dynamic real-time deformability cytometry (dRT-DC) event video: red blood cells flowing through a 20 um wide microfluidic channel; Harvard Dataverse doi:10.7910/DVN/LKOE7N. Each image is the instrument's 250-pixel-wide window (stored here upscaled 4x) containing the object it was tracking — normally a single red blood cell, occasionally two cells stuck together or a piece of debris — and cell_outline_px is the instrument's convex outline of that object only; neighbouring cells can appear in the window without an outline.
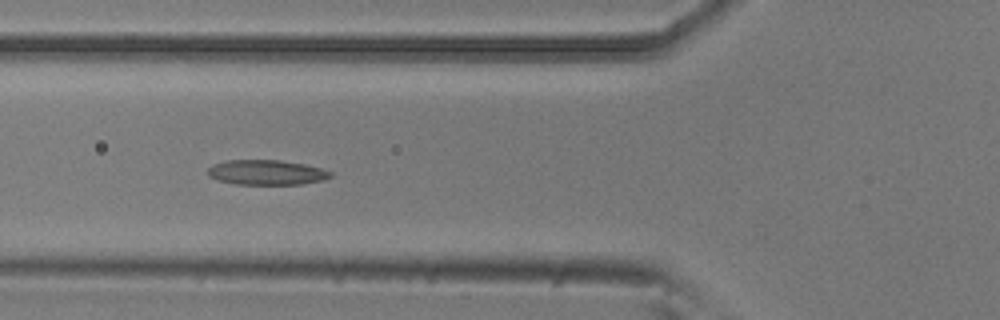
{"species": "common noctule bat (a hibernating species)", "species_latin": "Nyctalus noctula", "temperature_condition": "room temperature", "stored_images_in_passage": 8, "camera_frame_rate_fps": 3000, "um_per_image_px": 0.085, "animal": {"sex": "male", "body_mass_g": 20.5, "forearm_length_mm": 52.5}, "frame": {"image": 1, "passage_image": 6, "time_ms": 1.667, "image_size_px": [1000, 320], "cell_outline_px": [[332, 176], [324, 180], [300, 184], [236, 184], [220, 180], [208, 176], [208, 168], [212, 164], [228, 160], [280, 160], [304, 164], [320, 168], [332, 172]], "centroid_in_image_um": [22.66, 14.65], "position_along_channel_um": 103.1, "area_um2": 17.74}}
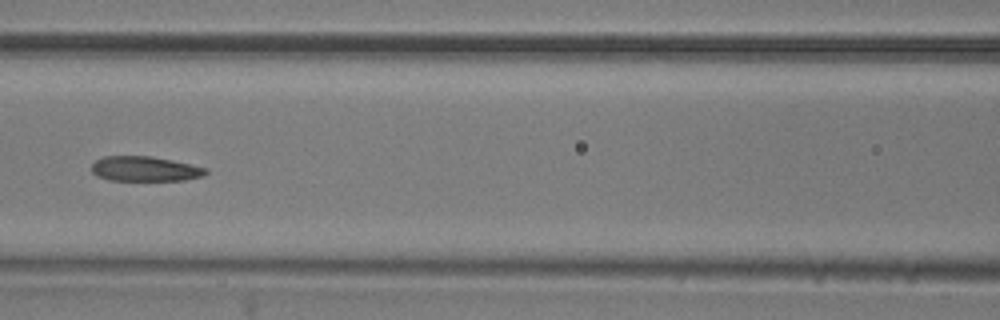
{"frame": {"image": 2, "passage_image": 7, "time_ms": 2.0, "image_size_px": [1000, 320], "cell_outline_px": [[208, 172], [204, 176], [184, 180], [108, 180], [96, 176], [92, 172], [92, 164], [96, 160], [104, 156], [152, 156], [172, 160], [208, 168]], "centroid_in_image_um": [12.32, 14.35], "position_along_channel_um": 154.3, "area_um2": 16.65}}
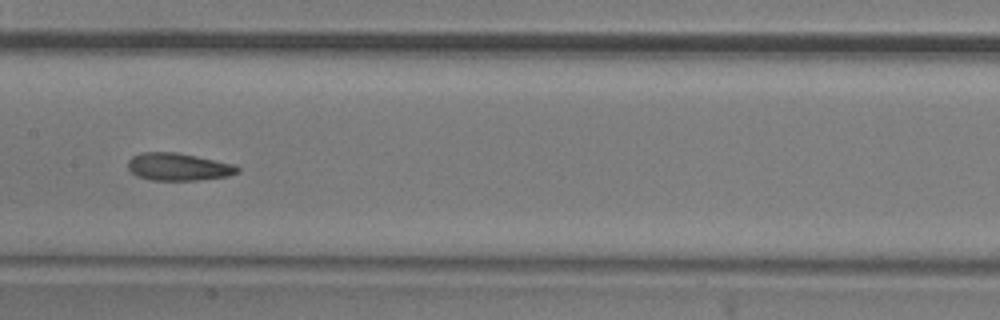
{"frame": {"image": 3, "passage_image": 8, "time_ms": 2.333, "image_size_px": [1000, 320], "cell_outline_px": [[240, 172], [228, 176], [200, 180], [148, 180], [136, 176], [128, 168], [128, 160], [132, 156], [140, 152], [176, 152], [236, 164], [240, 168]], "centroid_in_image_um": [15.17, 14.18], "position_along_channel_um": 192.2, "area_um2": 17.8}}